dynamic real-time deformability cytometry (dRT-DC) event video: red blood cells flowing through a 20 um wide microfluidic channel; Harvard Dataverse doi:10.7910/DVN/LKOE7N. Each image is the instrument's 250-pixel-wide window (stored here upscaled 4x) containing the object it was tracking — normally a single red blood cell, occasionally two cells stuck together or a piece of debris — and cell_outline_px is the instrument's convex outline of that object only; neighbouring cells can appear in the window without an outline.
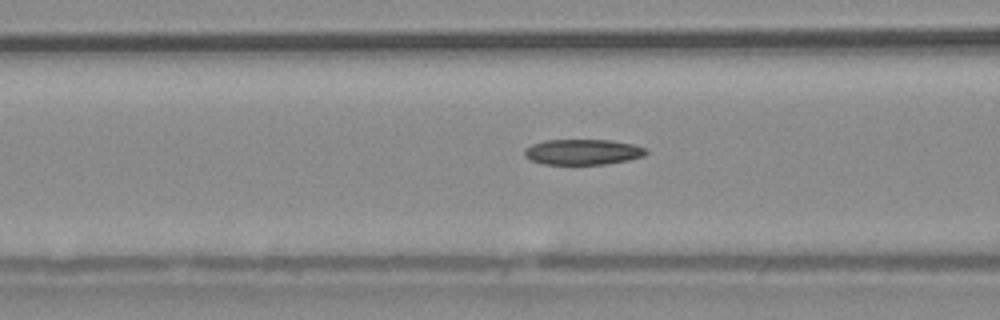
{"species": "common noctule bat (a hibernating species)", "species_latin": "Nyctalus noctula", "temperature_condition": "warm", "stored_images_in_passage": 46, "camera_frame_rate_fps": 3000, "um_per_image_px": 0.085, "animal": {"sex": "male", "body_mass_g": 20.4}, "frame": {"image": 1, "passage_image": 20, "time_ms": 6.333, "image_size_px": [1000, 320], "cell_outline_px": [[648, 152], [644, 156], [628, 160], [604, 164], [544, 164], [532, 160], [524, 156], [524, 148], [532, 144], [544, 140], [612, 140], [632, 144], [648, 148]], "centroid_in_image_um": [49.55, 12.91], "position_along_channel_um": 117.1, "area_um2": 18.15}, "authors_computed_cell_mechanics": {"area_um2": 18.2648, "velocity_mm_per_s": 3.7514, "shape_relaxation_time_tau1_ms": null, "shape_relaxation_time_tau2_ms": 4.7844, "deformation_change_tau1": null, "deformation_change_tau2": 0.1386}}